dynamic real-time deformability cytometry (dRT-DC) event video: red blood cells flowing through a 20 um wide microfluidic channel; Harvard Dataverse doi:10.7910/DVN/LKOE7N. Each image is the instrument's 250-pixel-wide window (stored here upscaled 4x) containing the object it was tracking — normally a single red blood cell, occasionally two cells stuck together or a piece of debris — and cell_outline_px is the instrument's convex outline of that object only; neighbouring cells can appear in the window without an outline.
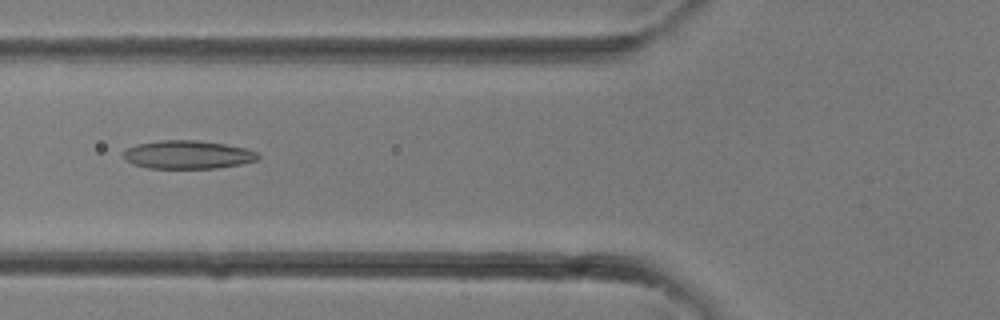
{"species": "common noctule bat (a hibernating species)", "species_latin": "Nyctalus noctula", "temperature_condition": "room temperature", "stored_images_in_passage": 33, "camera_frame_rate_fps": 3000, "um_per_image_px": 0.085, "animal": {"sex": "female"}, "frame": {"image": 1, "passage_image": 13, "time_ms": 4.0, "image_size_px": [1000, 320], "cell_outline_px": [[260, 160], [240, 164], [216, 168], [148, 168], [132, 164], [124, 156], [124, 152], [128, 148], [136, 144], [160, 140], [200, 140], [224, 144], [244, 148], [256, 152], [260, 156]], "centroid_in_image_um": [15.98, 13.14], "position_along_channel_um": 109.8, "area_um2": 22.14}}
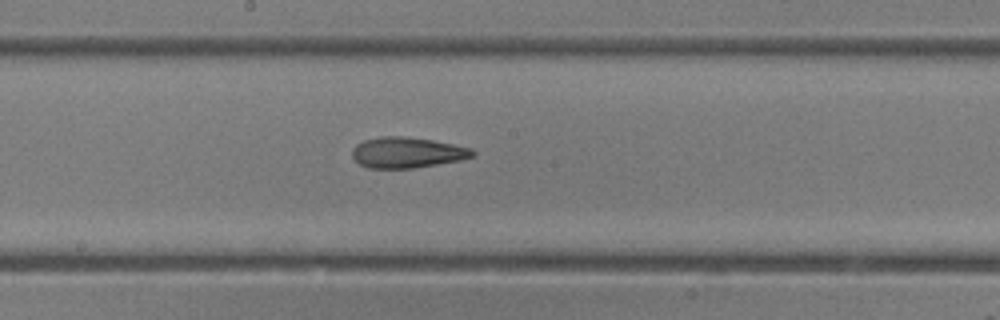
{"frame": {"image": 2, "passage_image": 18, "time_ms": 5.667, "image_size_px": [1000, 320], "cell_outline_px": [[476, 156], [460, 160], [412, 168], [368, 168], [360, 164], [352, 156], [352, 148], [356, 144], [364, 140], [380, 136], [404, 136], [432, 140], [472, 148], [476, 152]], "centroid_in_image_um": [34.6, 12.96], "position_along_channel_um": 213.6, "area_um2": 21.56}}
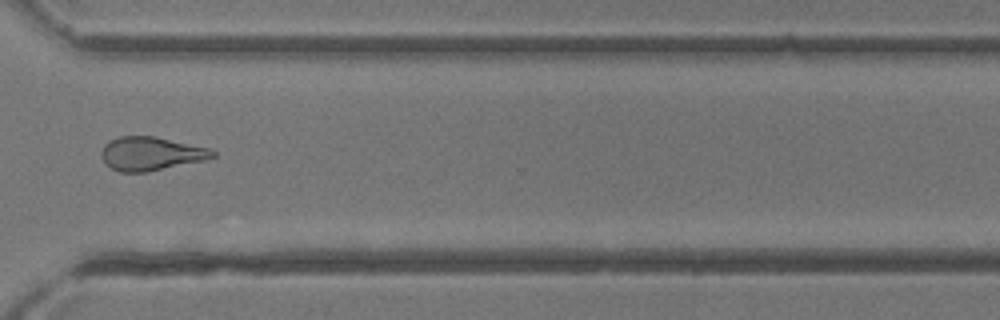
{"frame": {"image": 3, "passage_image": 25, "time_ms": 8.0, "image_size_px": [1000, 320], "cell_outline_px": [[216, 156], [204, 160], [144, 172], [120, 172], [112, 168], [104, 160], [100, 152], [104, 144], [108, 140], [120, 136], [156, 136], [208, 148], [216, 152]], "centroid_in_image_um": [12.81, 13.04], "position_along_channel_um": 357.8, "area_um2": 21.56}}